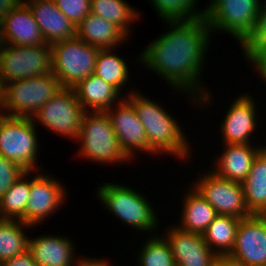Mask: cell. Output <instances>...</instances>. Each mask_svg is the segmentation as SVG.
I'll return each mask as SVG.
<instances>
[{
    "instance_id": "37",
    "label": "cell",
    "mask_w": 266,
    "mask_h": 266,
    "mask_svg": "<svg viewBox=\"0 0 266 266\" xmlns=\"http://www.w3.org/2000/svg\"><path fill=\"white\" fill-rule=\"evenodd\" d=\"M216 266H248L243 261L230 254H220L217 256Z\"/></svg>"
},
{
    "instance_id": "3",
    "label": "cell",
    "mask_w": 266,
    "mask_h": 266,
    "mask_svg": "<svg viewBox=\"0 0 266 266\" xmlns=\"http://www.w3.org/2000/svg\"><path fill=\"white\" fill-rule=\"evenodd\" d=\"M97 190L98 199L105 209L122 223L147 234L156 233L159 219L146 196L126 184L119 185L112 182L102 184Z\"/></svg>"
},
{
    "instance_id": "2",
    "label": "cell",
    "mask_w": 266,
    "mask_h": 266,
    "mask_svg": "<svg viewBox=\"0 0 266 266\" xmlns=\"http://www.w3.org/2000/svg\"><path fill=\"white\" fill-rule=\"evenodd\" d=\"M132 91L125 94V98L133 105L145 128L148 148L154 155L166 153L182 161L188 160L191 154L190 143L174 117L160 104L141 95L137 90Z\"/></svg>"
},
{
    "instance_id": "41",
    "label": "cell",
    "mask_w": 266,
    "mask_h": 266,
    "mask_svg": "<svg viewBox=\"0 0 266 266\" xmlns=\"http://www.w3.org/2000/svg\"><path fill=\"white\" fill-rule=\"evenodd\" d=\"M2 46V39H1V29H0V48Z\"/></svg>"
},
{
    "instance_id": "13",
    "label": "cell",
    "mask_w": 266,
    "mask_h": 266,
    "mask_svg": "<svg viewBox=\"0 0 266 266\" xmlns=\"http://www.w3.org/2000/svg\"><path fill=\"white\" fill-rule=\"evenodd\" d=\"M41 174L31 176L30 196L26 204V224L33 227L57 212L67 197L61 181Z\"/></svg>"
},
{
    "instance_id": "16",
    "label": "cell",
    "mask_w": 266,
    "mask_h": 266,
    "mask_svg": "<svg viewBox=\"0 0 266 266\" xmlns=\"http://www.w3.org/2000/svg\"><path fill=\"white\" fill-rule=\"evenodd\" d=\"M224 114L221 124V139L225 144H252L250 138L257 128V105L250 95H242L234 99Z\"/></svg>"
},
{
    "instance_id": "32",
    "label": "cell",
    "mask_w": 266,
    "mask_h": 266,
    "mask_svg": "<svg viewBox=\"0 0 266 266\" xmlns=\"http://www.w3.org/2000/svg\"><path fill=\"white\" fill-rule=\"evenodd\" d=\"M54 2L75 27L90 13L91 0H54Z\"/></svg>"
},
{
    "instance_id": "26",
    "label": "cell",
    "mask_w": 266,
    "mask_h": 266,
    "mask_svg": "<svg viewBox=\"0 0 266 266\" xmlns=\"http://www.w3.org/2000/svg\"><path fill=\"white\" fill-rule=\"evenodd\" d=\"M32 172L26 171L0 198V219L26 223V204L30 196ZM29 177V178H28Z\"/></svg>"
},
{
    "instance_id": "8",
    "label": "cell",
    "mask_w": 266,
    "mask_h": 266,
    "mask_svg": "<svg viewBox=\"0 0 266 266\" xmlns=\"http://www.w3.org/2000/svg\"><path fill=\"white\" fill-rule=\"evenodd\" d=\"M62 88L53 72L11 82L6 85V116L32 118Z\"/></svg>"
},
{
    "instance_id": "5",
    "label": "cell",
    "mask_w": 266,
    "mask_h": 266,
    "mask_svg": "<svg viewBox=\"0 0 266 266\" xmlns=\"http://www.w3.org/2000/svg\"><path fill=\"white\" fill-rule=\"evenodd\" d=\"M99 51L76 36L51 44L52 72L63 88H73L94 74Z\"/></svg>"
},
{
    "instance_id": "35",
    "label": "cell",
    "mask_w": 266,
    "mask_h": 266,
    "mask_svg": "<svg viewBox=\"0 0 266 266\" xmlns=\"http://www.w3.org/2000/svg\"><path fill=\"white\" fill-rule=\"evenodd\" d=\"M245 60L251 63L266 83V43L254 45L246 54Z\"/></svg>"
},
{
    "instance_id": "23",
    "label": "cell",
    "mask_w": 266,
    "mask_h": 266,
    "mask_svg": "<svg viewBox=\"0 0 266 266\" xmlns=\"http://www.w3.org/2000/svg\"><path fill=\"white\" fill-rule=\"evenodd\" d=\"M241 184L249 212L264 215L266 213V146L254 158L251 170Z\"/></svg>"
},
{
    "instance_id": "1",
    "label": "cell",
    "mask_w": 266,
    "mask_h": 266,
    "mask_svg": "<svg viewBox=\"0 0 266 266\" xmlns=\"http://www.w3.org/2000/svg\"><path fill=\"white\" fill-rule=\"evenodd\" d=\"M165 23L169 31L148 44L137 61L161 76L173 89L187 92L194 104L207 107L212 96L208 88H202L200 77L212 34L205 15Z\"/></svg>"
},
{
    "instance_id": "12",
    "label": "cell",
    "mask_w": 266,
    "mask_h": 266,
    "mask_svg": "<svg viewBox=\"0 0 266 266\" xmlns=\"http://www.w3.org/2000/svg\"><path fill=\"white\" fill-rule=\"evenodd\" d=\"M106 114L110 118L121 150L130 160L134 158L136 151L139 150L143 153H149V155L154 154L148 148V140L143 124L138 119L133 105L124 96L115 107L113 105L108 109Z\"/></svg>"
},
{
    "instance_id": "36",
    "label": "cell",
    "mask_w": 266,
    "mask_h": 266,
    "mask_svg": "<svg viewBox=\"0 0 266 266\" xmlns=\"http://www.w3.org/2000/svg\"><path fill=\"white\" fill-rule=\"evenodd\" d=\"M0 266H37L29 249L0 264Z\"/></svg>"
},
{
    "instance_id": "4",
    "label": "cell",
    "mask_w": 266,
    "mask_h": 266,
    "mask_svg": "<svg viewBox=\"0 0 266 266\" xmlns=\"http://www.w3.org/2000/svg\"><path fill=\"white\" fill-rule=\"evenodd\" d=\"M76 141L81 144L78 153L85 160L102 165L131 161L121 150L106 112H85Z\"/></svg>"
},
{
    "instance_id": "25",
    "label": "cell",
    "mask_w": 266,
    "mask_h": 266,
    "mask_svg": "<svg viewBox=\"0 0 266 266\" xmlns=\"http://www.w3.org/2000/svg\"><path fill=\"white\" fill-rule=\"evenodd\" d=\"M240 220L232 215H218L202 234L207 245L217 255L231 253Z\"/></svg>"
},
{
    "instance_id": "7",
    "label": "cell",
    "mask_w": 266,
    "mask_h": 266,
    "mask_svg": "<svg viewBox=\"0 0 266 266\" xmlns=\"http://www.w3.org/2000/svg\"><path fill=\"white\" fill-rule=\"evenodd\" d=\"M205 19L211 33H228L241 45L253 32L261 0H210ZM221 30V31H220Z\"/></svg>"
},
{
    "instance_id": "39",
    "label": "cell",
    "mask_w": 266,
    "mask_h": 266,
    "mask_svg": "<svg viewBox=\"0 0 266 266\" xmlns=\"http://www.w3.org/2000/svg\"><path fill=\"white\" fill-rule=\"evenodd\" d=\"M23 0H0V22Z\"/></svg>"
},
{
    "instance_id": "10",
    "label": "cell",
    "mask_w": 266,
    "mask_h": 266,
    "mask_svg": "<svg viewBox=\"0 0 266 266\" xmlns=\"http://www.w3.org/2000/svg\"><path fill=\"white\" fill-rule=\"evenodd\" d=\"M85 110L73 88H62L32 117L36 123L63 137L77 140Z\"/></svg>"
},
{
    "instance_id": "21",
    "label": "cell",
    "mask_w": 266,
    "mask_h": 266,
    "mask_svg": "<svg viewBox=\"0 0 266 266\" xmlns=\"http://www.w3.org/2000/svg\"><path fill=\"white\" fill-rule=\"evenodd\" d=\"M73 90L85 112H106L122 100L121 93L113 85L95 74L80 81Z\"/></svg>"
},
{
    "instance_id": "38",
    "label": "cell",
    "mask_w": 266,
    "mask_h": 266,
    "mask_svg": "<svg viewBox=\"0 0 266 266\" xmlns=\"http://www.w3.org/2000/svg\"><path fill=\"white\" fill-rule=\"evenodd\" d=\"M78 260L74 263L73 266H112L111 262H107L106 259H93V258H85V257H78Z\"/></svg>"
},
{
    "instance_id": "27",
    "label": "cell",
    "mask_w": 266,
    "mask_h": 266,
    "mask_svg": "<svg viewBox=\"0 0 266 266\" xmlns=\"http://www.w3.org/2000/svg\"><path fill=\"white\" fill-rule=\"evenodd\" d=\"M31 227L20 220L0 219V264L28 249L29 237L23 230Z\"/></svg>"
},
{
    "instance_id": "30",
    "label": "cell",
    "mask_w": 266,
    "mask_h": 266,
    "mask_svg": "<svg viewBox=\"0 0 266 266\" xmlns=\"http://www.w3.org/2000/svg\"><path fill=\"white\" fill-rule=\"evenodd\" d=\"M198 0H149L158 18L165 21L191 20L203 16L205 9H196ZM197 4V5H196ZM199 10V11H198Z\"/></svg>"
},
{
    "instance_id": "33",
    "label": "cell",
    "mask_w": 266,
    "mask_h": 266,
    "mask_svg": "<svg viewBox=\"0 0 266 266\" xmlns=\"http://www.w3.org/2000/svg\"><path fill=\"white\" fill-rule=\"evenodd\" d=\"M25 172L17 163L0 155V198Z\"/></svg>"
},
{
    "instance_id": "22",
    "label": "cell",
    "mask_w": 266,
    "mask_h": 266,
    "mask_svg": "<svg viewBox=\"0 0 266 266\" xmlns=\"http://www.w3.org/2000/svg\"><path fill=\"white\" fill-rule=\"evenodd\" d=\"M76 37L100 50L117 49L128 39L119 27L91 12L76 27Z\"/></svg>"
},
{
    "instance_id": "40",
    "label": "cell",
    "mask_w": 266,
    "mask_h": 266,
    "mask_svg": "<svg viewBox=\"0 0 266 266\" xmlns=\"http://www.w3.org/2000/svg\"><path fill=\"white\" fill-rule=\"evenodd\" d=\"M5 105H6V85L0 79V117L6 116Z\"/></svg>"
},
{
    "instance_id": "9",
    "label": "cell",
    "mask_w": 266,
    "mask_h": 266,
    "mask_svg": "<svg viewBox=\"0 0 266 266\" xmlns=\"http://www.w3.org/2000/svg\"><path fill=\"white\" fill-rule=\"evenodd\" d=\"M52 72L51 44L15 46L2 43L0 79L5 85Z\"/></svg>"
},
{
    "instance_id": "29",
    "label": "cell",
    "mask_w": 266,
    "mask_h": 266,
    "mask_svg": "<svg viewBox=\"0 0 266 266\" xmlns=\"http://www.w3.org/2000/svg\"><path fill=\"white\" fill-rule=\"evenodd\" d=\"M114 50L102 49L99 51L94 74L121 92L129 81V69L124 58L115 54Z\"/></svg>"
},
{
    "instance_id": "11",
    "label": "cell",
    "mask_w": 266,
    "mask_h": 266,
    "mask_svg": "<svg viewBox=\"0 0 266 266\" xmlns=\"http://www.w3.org/2000/svg\"><path fill=\"white\" fill-rule=\"evenodd\" d=\"M202 174L192 185L218 215L240 219L252 215L246 207L241 183L219 177L211 170Z\"/></svg>"
},
{
    "instance_id": "6",
    "label": "cell",
    "mask_w": 266,
    "mask_h": 266,
    "mask_svg": "<svg viewBox=\"0 0 266 266\" xmlns=\"http://www.w3.org/2000/svg\"><path fill=\"white\" fill-rule=\"evenodd\" d=\"M37 123L32 118L0 117V155L17 163L28 172H40L37 154ZM37 170V171H36Z\"/></svg>"
},
{
    "instance_id": "19",
    "label": "cell",
    "mask_w": 266,
    "mask_h": 266,
    "mask_svg": "<svg viewBox=\"0 0 266 266\" xmlns=\"http://www.w3.org/2000/svg\"><path fill=\"white\" fill-rule=\"evenodd\" d=\"M221 152L215 160L211 171L217 176L231 181L242 183L248 176L254 158L266 146H253V144H222ZM253 146V147H252ZM217 162V163H216ZM213 168V169H212Z\"/></svg>"
},
{
    "instance_id": "34",
    "label": "cell",
    "mask_w": 266,
    "mask_h": 266,
    "mask_svg": "<svg viewBox=\"0 0 266 266\" xmlns=\"http://www.w3.org/2000/svg\"><path fill=\"white\" fill-rule=\"evenodd\" d=\"M263 1H261L258 17L253 32L240 45V47H242L241 49H243V54H246L256 44L266 43V0Z\"/></svg>"
},
{
    "instance_id": "14",
    "label": "cell",
    "mask_w": 266,
    "mask_h": 266,
    "mask_svg": "<svg viewBox=\"0 0 266 266\" xmlns=\"http://www.w3.org/2000/svg\"><path fill=\"white\" fill-rule=\"evenodd\" d=\"M161 234L168 243L176 266H216L217 254L211 250L202 234L171 225Z\"/></svg>"
},
{
    "instance_id": "28",
    "label": "cell",
    "mask_w": 266,
    "mask_h": 266,
    "mask_svg": "<svg viewBox=\"0 0 266 266\" xmlns=\"http://www.w3.org/2000/svg\"><path fill=\"white\" fill-rule=\"evenodd\" d=\"M90 12L119 27L127 36L129 26L140 19L139 12L124 0H91Z\"/></svg>"
},
{
    "instance_id": "17",
    "label": "cell",
    "mask_w": 266,
    "mask_h": 266,
    "mask_svg": "<svg viewBox=\"0 0 266 266\" xmlns=\"http://www.w3.org/2000/svg\"><path fill=\"white\" fill-rule=\"evenodd\" d=\"M2 43L15 46L47 44L29 6L22 1L0 22Z\"/></svg>"
},
{
    "instance_id": "31",
    "label": "cell",
    "mask_w": 266,
    "mask_h": 266,
    "mask_svg": "<svg viewBox=\"0 0 266 266\" xmlns=\"http://www.w3.org/2000/svg\"><path fill=\"white\" fill-rule=\"evenodd\" d=\"M140 249L138 266H176L170 247L161 235H151Z\"/></svg>"
},
{
    "instance_id": "20",
    "label": "cell",
    "mask_w": 266,
    "mask_h": 266,
    "mask_svg": "<svg viewBox=\"0 0 266 266\" xmlns=\"http://www.w3.org/2000/svg\"><path fill=\"white\" fill-rule=\"evenodd\" d=\"M75 244L66 236L38 235L29 238V247L37 266H73Z\"/></svg>"
},
{
    "instance_id": "24",
    "label": "cell",
    "mask_w": 266,
    "mask_h": 266,
    "mask_svg": "<svg viewBox=\"0 0 266 266\" xmlns=\"http://www.w3.org/2000/svg\"><path fill=\"white\" fill-rule=\"evenodd\" d=\"M189 190L182 199L181 223L176 226L185 231L203 234L218 214L193 186Z\"/></svg>"
},
{
    "instance_id": "18",
    "label": "cell",
    "mask_w": 266,
    "mask_h": 266,
    "mask_svg": "<svg viewBox=\"0 0 266 266\" xmlns=\"http://www.w3.org/2000/svg\"><path fill=\"white\" fill-rule=\"evenodd\" d=\"M31 10L47 44L76 36V27L57 8L54 0H23Z\"/></svg>"
},
{
    "instance_id": "15",
    "label": "cell",
    "mask_w": 266,
    "mask_h": 266,
    "mask_svg": "<svg viewBox=\"0 0 266 266\" xmlns=\"http://www.w3.org/2000/svg\"><path fill=\"white\" fill-rule=\"evenodd\" d=\"M248 266L266 265V216L252 214L240 220L230 253Z\"/></svg>"
}]
</instances>
